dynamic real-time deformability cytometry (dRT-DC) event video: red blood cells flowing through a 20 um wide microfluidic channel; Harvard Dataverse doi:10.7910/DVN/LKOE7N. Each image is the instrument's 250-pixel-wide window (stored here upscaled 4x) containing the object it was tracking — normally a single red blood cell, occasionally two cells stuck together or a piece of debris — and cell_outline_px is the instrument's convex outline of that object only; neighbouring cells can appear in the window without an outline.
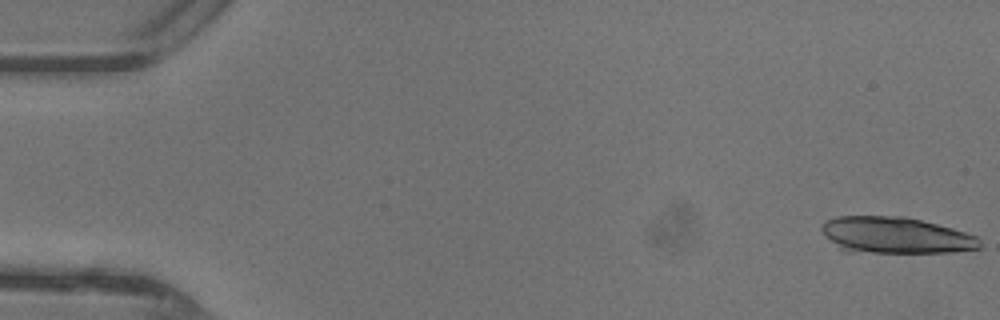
{"species": "common noctule bat (a hibernating species)", "species_latin": "Nyctalus noctula", "temperature_condition": "warm", "stored_images_in_passage": 48, "camera_frame_rate_fps": 3000, "um_per_image_px": 0.085, "animal": {"sex": "female"}, "frame": {"image": 1, "passage_image": 1, "time_ms": 0.0, "image_size_px": [1000, 320], "cell_outline_px": [[980, 248], [952, 252], [844, 252], [824, 236], [820, 228], [828, 220], [836, 216], [904, 216], [952, 228], [976, 236], [980, 240]], "centroid_in_image_um": [76.08, 20.0], "position_along_channel_um": 8.9, "area_um2": 33.41}}
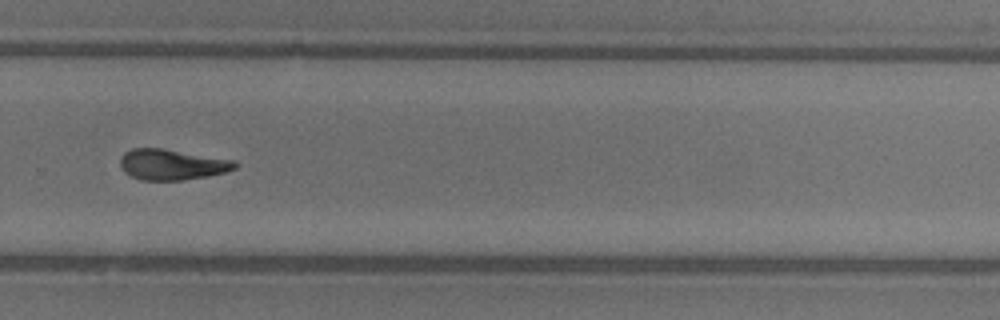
{"frame": {"image": 2, "passage_image": 33, "time_ms": 10.667, "image_size_px": [1000, 320], "cell_outline_px": [[236, 168], [224, 172], [208, 176], [184, 180], [140, 180], [124, 172], [120, 164], [120, 156], [124, 152], [132, 148], [160, 148], [236, 160]], "centroid_in_image_um": [14.59, 13.98], "position_along_channel_um": 315.2, "area_um2": 20.52}}
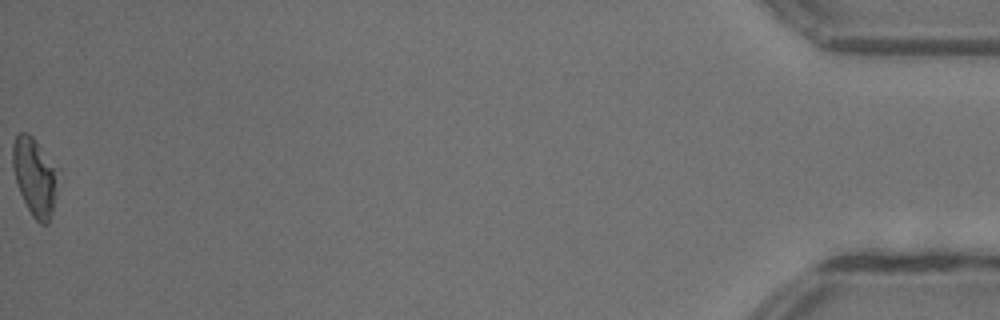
{"frame": {"image": 3, "passage_image": 48, "time_ms": 15.667, "image_size_px": [1000, 320], "cell_outline_px": [[52, 212], [48, 224], [40, 224], [32, 216], [20, 192], [12, 168], [12, 144], [16, 136], [20, 132], [28, 132], [36, 140], [52, 168]], "centroid_in_image_um": [2.81, 15.0], "position_along_channel_um": 432.4, "area_um2": 18.84}, "authors_computed_cell_mechanics": {"area_um2": 21.1548, "velocity_mm_per_s": 4.4241, "shape_relaxation_time_tau1_ms": 5.6253, "shape_relaxation_time_tau2_ms": 4.0668, "deformation_change_tau1": 0.2129, "deformation_change_tau2": 0.1394}}